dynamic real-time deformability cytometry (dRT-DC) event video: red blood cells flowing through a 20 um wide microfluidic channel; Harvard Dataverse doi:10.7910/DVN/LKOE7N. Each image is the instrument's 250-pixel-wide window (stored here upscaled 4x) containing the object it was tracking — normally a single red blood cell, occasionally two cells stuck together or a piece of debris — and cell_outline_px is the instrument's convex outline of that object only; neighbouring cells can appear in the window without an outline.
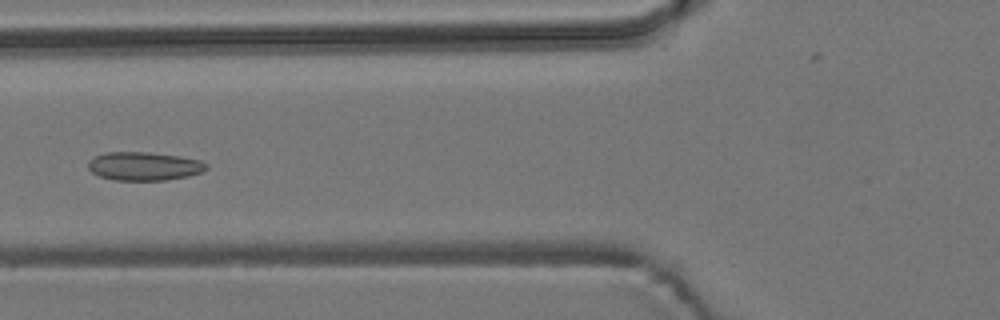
{"species": "common noctule bat (a hibernating species)", "species_latin": "Nyctalus noctula", "temperature_condition": "room temperature", "stored_images_in_passage": 6, "camera_frame_rate_fps": 3000, "um_per_image_px": 0.085, "animal": {"sex": "male", "body_mass_g": 19.2, "forearm_length_mm": 51.8}, "frame": {"image": 1, "passage_image": 6, "time_ms": 5.667, "image_size_px": [1000, 320], "cell_outline_px": [[208, 168], [204, 172], [188, 176], [164, 180], [116, 180], [100, 176], [92, 172], [88, 168], [88, 160], [104, 152], [148, 152], [180, 156], [200, 160], [208, 164]], "centroid_in_image_um": [12.27, 14.12], "position_along_channel_um": 113.5, "area_um2": 19.71}}